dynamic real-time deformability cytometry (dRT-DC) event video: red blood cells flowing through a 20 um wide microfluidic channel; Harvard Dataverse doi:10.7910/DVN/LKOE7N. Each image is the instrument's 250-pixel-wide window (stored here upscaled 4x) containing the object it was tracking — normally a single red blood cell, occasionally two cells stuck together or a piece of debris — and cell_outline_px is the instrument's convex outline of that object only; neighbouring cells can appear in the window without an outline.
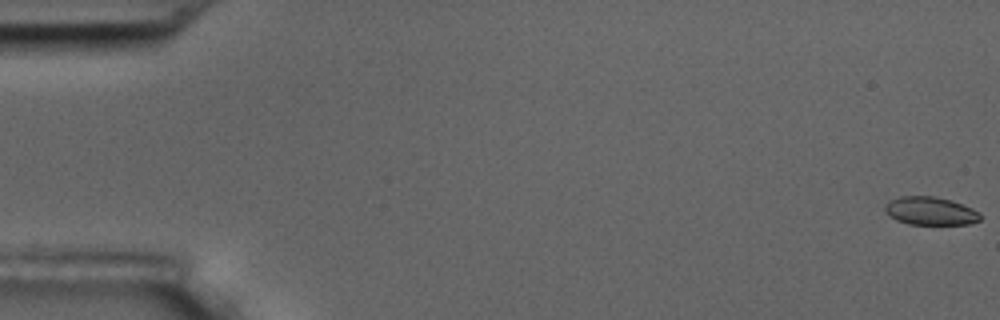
{"species": "common noctule bat (a hibernating species)", "species_latin": "Nyctalus noctula", "temperature_condition": "room temperature", "stored_images_in_passage": 7, "camera_frame_rate_fps": 3000, "um_per_image_px": 0.085, "animal": {"sex": "male", "body_mass_g": 17.5, "forearm_length_mm": 52.3}, "frame": {"image": 1, "passage_image": 1, "time_ms": 0.0, "image_size_px": [1000, 320], "cell_outline_px": [[980, 220], [968, 224], [908, 224], [896, 220], [888, 216], [884, 212], [884, 204], [900, 196], [932, 196], [952, 200], [972, 208], [980, 212]], "centroid_in_image_um": [79.05, 17.93], "position_along_channel_um": 5.9, "area_um2": 15.72}}
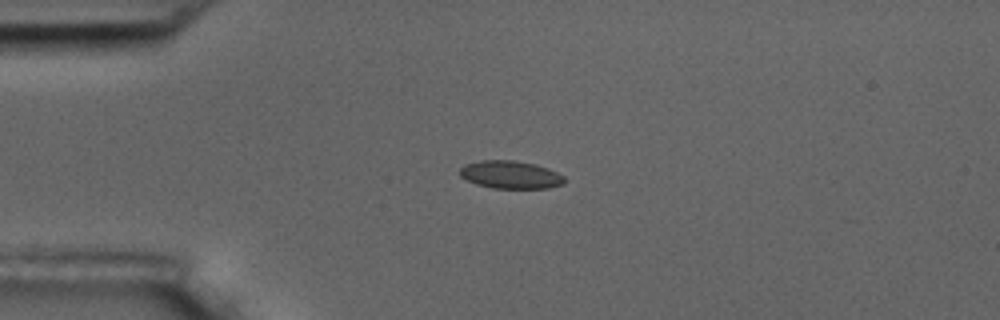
{"frame": {"image": 2, "passage_image": 5, "time_ms": 4.667, "image_size_px": [1000, 320], "cell_outline_px": [[564, 184], [548, 188], [492, 188], [476, 184], [460, 176], [460, 168], [464, 164], [480, 160], [512, 160], [536, 164], [548, 168], [564, 176]], "centroid_in_image_um": [43.39, 14.84], "position_along_channel_um": 41.6, "area_um2": 16.99}}